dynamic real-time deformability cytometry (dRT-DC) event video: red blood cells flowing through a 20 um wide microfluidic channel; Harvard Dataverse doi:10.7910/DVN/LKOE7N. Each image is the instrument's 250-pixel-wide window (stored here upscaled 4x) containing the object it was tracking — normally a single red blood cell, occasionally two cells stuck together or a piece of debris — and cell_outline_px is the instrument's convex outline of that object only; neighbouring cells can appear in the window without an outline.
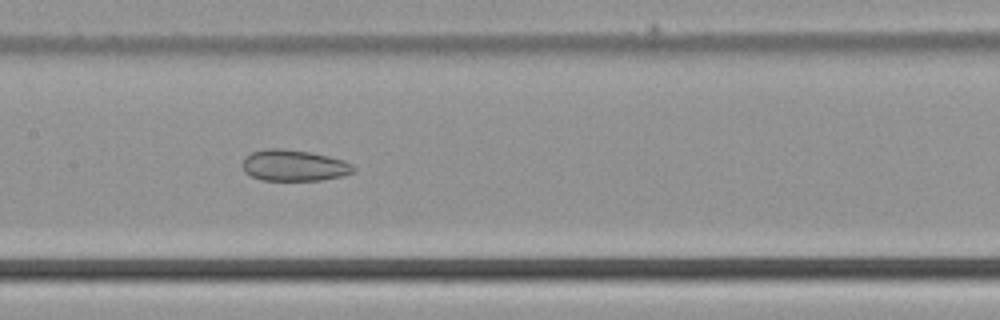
{"species": "common noctule bat (a hibernating species)", "species_latin": "Nyctalus noctula", "temperature_condition": "cold", "stored_images_in_passage": 49, "camera_frame_rate_fps": 3000, "um_per_image_px": 0.085, "animal": {"sex": "male", "body_mass_g": 21.5, "forearm_length_mm": 52.0}, "frame": {"image": 1, "passage_image": 24, "time_ms": 7.667, "image_size_px": [1000, 320], "cell_outline_px": [[356, 168], [352, 172], [344, 176], [320, 180], [264, 180], [252, 176], [244, 172], [244, 160], [252, 152], [264, 148], [280, 148], [312, 152], [344, 160], [352, 164]], "centroid_in_image_um": [25.03, 14.06], "position_along_channel_um": 182.4, "area_um2": 20.11}}
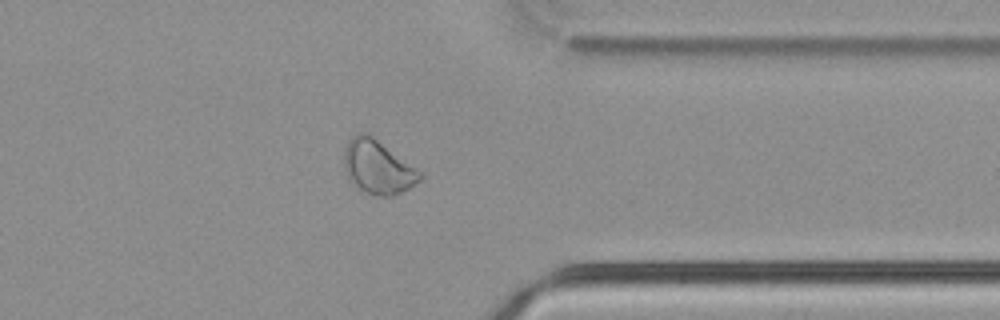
{"frame": {"image": 2, "passage_image": 39, "time_ms": 12.667, "image_size_px": [1000, 320], "cell_outline_px": [[424, 176], [420, 180], [408, 188], [392, 196], [376, 196], [356, 188], [348, 180], [344, 168], [344, 148], [348, 140], [356, 132], [368, 132], [424, 172]], "centroid_in_image_um": [32.11, 14.17], "position_along_channel_um": 379.3, "area_um2": 24.39}}
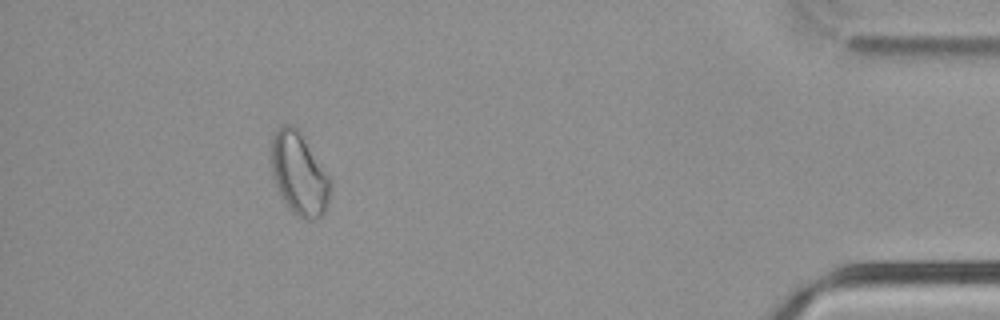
{"frame": {"image": 3, "passage_image": 45, "time_ms": 14.667, "image_size_px": [1000, 320], "cell_outline_px": [[328, 204], [324, 212], [320, 216], [312, 220], [308, 220], [292, 212], [284, 204], [272, 176], [268, 148], [276, 128], [284, 124], [292, 124], [300, 128], [328, 176]], "centroid_in_image_um": [25.34, 14.69], "position_along_channel_um": 409.9, "area_um2": 28.84}}